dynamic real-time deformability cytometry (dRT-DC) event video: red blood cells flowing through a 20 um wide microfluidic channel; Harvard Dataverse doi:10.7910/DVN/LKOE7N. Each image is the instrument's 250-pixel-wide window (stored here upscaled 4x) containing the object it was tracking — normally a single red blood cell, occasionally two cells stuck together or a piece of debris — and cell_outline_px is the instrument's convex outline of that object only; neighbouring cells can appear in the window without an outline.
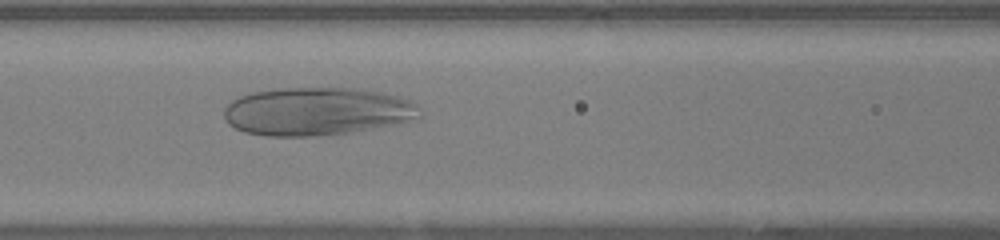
{"species": "human", "species_latin": "Homo sapiens", "temperature_condition": "warm", "stored_images_in_passage": 47, "camera_frame_rate_fps": 3000, "um_per_image_px": 0.085, "donor": {"sex": "female"}, "frame": {"image": 1, "passage_image": 18, "time_ms": 5.667, "image_size_px": [1000, 240], "cell_outline_px": [[420, 116], [408, 120], [372, 128], [348, 132], [312, 136], [268, 136], [244, 132], [228, 124], [224, 120], [224, 108], [232, 100], [240, 96], [252, 92], [276, 88], [356, 88], [380, 92], [396, 96], [408, 100], [416, 104]], "centroid_in_image_um": [26.84, 9.46], "position_along_channel_um": 139.8, "area_um2": 54.33}}
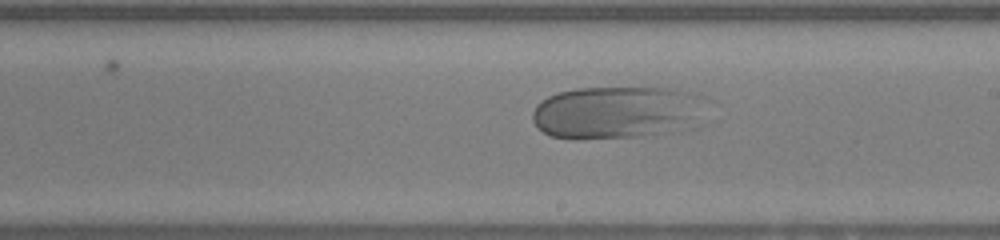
{"frame": {"image": 2, "passage_image": 25, "time_ms": 8.0, "image_size_px": [1000, 240], "cell_outline_px": [[696, 128], [680, 132], [640, 136], [572, 140], [552, 136], [544, 132], [532, 120], [532, 112], [536, 104], [548, 96], [560, 92], [576, 88], [668, 88], [684, 92], [696, 124]], "centroid_in_image_um": [52.15, 9.61], "position_along_channel_um": 236.9, "area_um2": 51.56}}
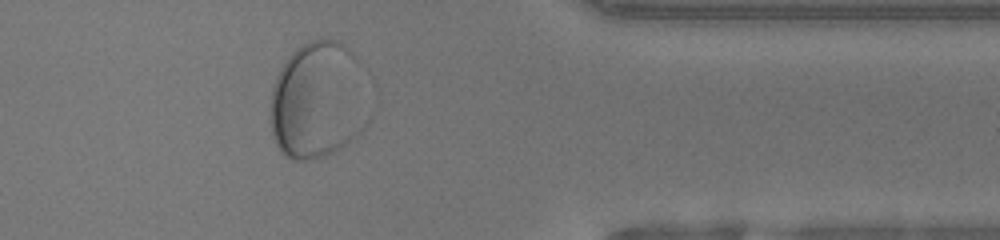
{"frame": {"image": 3, "passage_image": 37, "time_ms": 12.0, "image_size_px": [1000, 240], "cell_outline_px": [[368, 120], [364, 128], [352, 140], [336, 152], [324, 156], [304, 160], [292, 160], [276, 144], [272, 136], [268, 112], [272, 84], [280, 68], [288, 56], [296, 48], [312, 40], [336, 40], [348, 48], [352, 52], [356, 60]], "centroid_in_image_um": [26.94, 8.57], "position_along_channel_um": 384.5, "area_um2": 66.82}}